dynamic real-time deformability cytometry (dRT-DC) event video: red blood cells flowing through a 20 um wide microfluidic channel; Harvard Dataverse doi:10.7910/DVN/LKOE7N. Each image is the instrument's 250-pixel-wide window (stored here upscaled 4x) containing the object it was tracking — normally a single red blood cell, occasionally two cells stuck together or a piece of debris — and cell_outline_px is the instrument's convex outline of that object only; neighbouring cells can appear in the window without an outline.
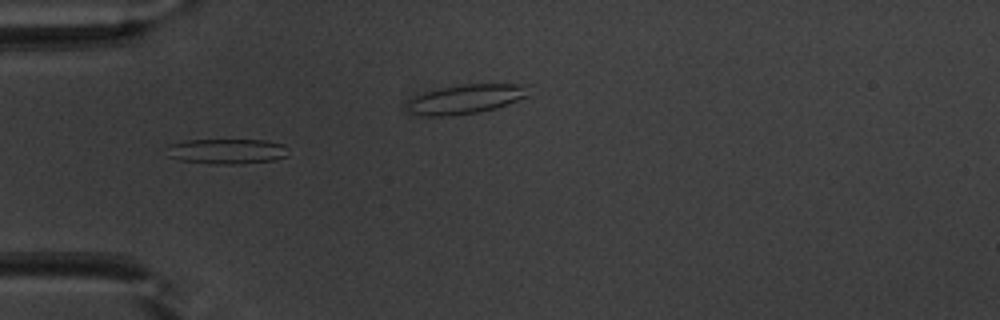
{"species": "common noctule bat (a hibernating species)", "species_latin": "Nyctalus noctula", "temperature_condition": "warm", "stored_images_in_passage": 40, "segment_of_instrument_passage": [1, 2], "camera_frame_rate_fps": 3000, "um_per_image_px": 0.085, "animal": {"sex": "male", "body_mass_g": 20.1, "forearm_length_mm": 53.5}, "frame": {"image": 1, "passage_image": 15, "time_ms": 4.667, "image_size_px": [1000, 320], "cell_outline_px": [[288, 156], [276, 160], [244, 164], [208, 164], [180, 160], [168, 156], [168, 144], [184, 140], [264, 140], [284, 144], [288, 148]], "centroid_in_image_um": [19.32, 12.87], "position_along_channel_um": 65.7, "area_um2": 18.21}}
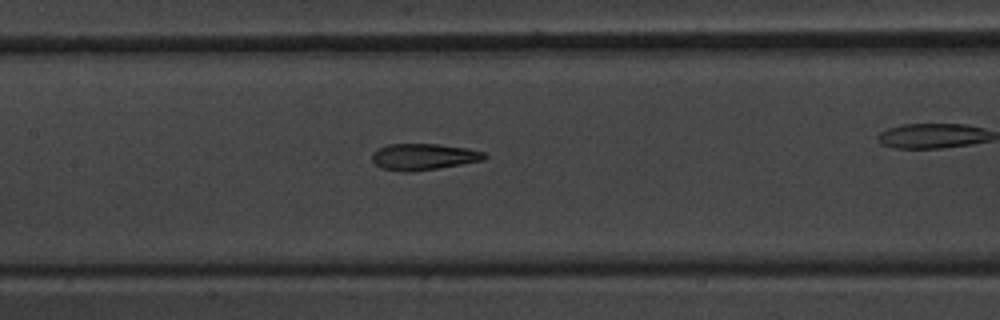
{"frame": {"image": 2, "passage_image": 23, "time_ms": 7.333, "image_size_px": [1000, 320], "cell_outline_px": [[488, 156], [484, 160], [412, 172], [404, 172], [380, 168], [372, 160], [372, 152], [388, 144], [436, 144], [468, 148], [484, 152]], "centroid_in_image_um": [35.99, 13.32], "position_along_channel_um": 171.4, "area_um2": 17.22}}
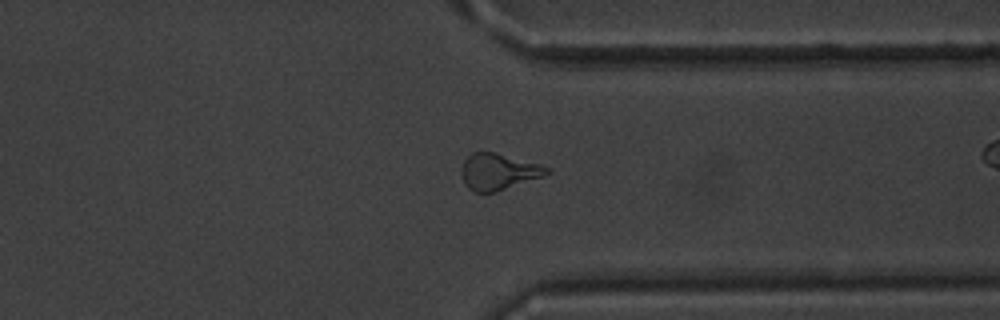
{"frame": {"image": 3, "passage_image": 38, "time_ms": 12.333, "image_size_px": [1000, 320], "cell_outline_px": [[552, 172], [544, 176], [496, 192], [472, 192], [464, 184], [460, 172], [460, 168], [464, 160], [472, 152], [496, 152], [540, 164], [548, 168]], "centroid_in_image_um": [42.34, 14.59], "position_along_channel_um": 369.1, "area_um2": 18.32}}